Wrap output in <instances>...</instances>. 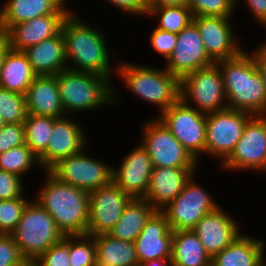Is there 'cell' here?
<instances>
[{"instance_id":"obj_1","label":"cell","mask_w":266,"mask_h":266,"mask_svg":"<svg viewBox=\"0 0 266 266\" xmlns=\"http://www.w3.org/2000/svg\"><path fill=\"white\" fill-rule=\"evenodd\" d=\"M216 64L222 74L227 108L266 115V85L252 54L242 50L236 57Z\"/></svg>"},{"instance_id":"obj_2","label":"cell","mask_w":266,"mask_h":266,"mask_svg":"<svg viewBox=\"0 0 266 266\" xmlns=\"http://www.w3.org/2000/svg\"><path fill=\"white\" fill-rule=\"evenodd\" d=\"M37 202L52 216L64 236L87 234L89 192L60 182L48 171Z\"/></svg>"},{"instance_id":"obj_3","label":"cell","mask_w":266,"mask_h":266,"mask_svg":"<svg viewBox=\"0 0 266 266\" xmlns=\"http://www.w3.org/2000/svg\"><path fill=\"white\" fill-rule=\"evenodd\" d=\"M86 24L72 13L63 23L61 31L65 57L67 61L72 59L76 64L74 68L68 65V69L97 73L110 79L112 71L104 35L92 25Z\"/></svg>"},{"instance_id":"obj_4","label":"cell","mask_w":266,"mask_h":266,"mask_svg":"<svg viewBox=\"0 0 266 266\" xmlns=\"http://www.w3.org/2000/svg\"><path fill=\"white\" fill-rule=\"evenodd\" d=\"M57 83L65 114L95 109L117 100L111 79L97 73L66 69L57 74Z\"/></svg>"},{"instance_id":"obj_5","label":"cell","mask_w":266,"mask_h":266,"mask_svg":"<svg viewBox=\"0 0 266 266\" xmlns=\"http://www.w3.org/2000/svg\"><path fill=\"white\" fill-rule=\"evenodd\" d=\"M117 74L123 78L136 96L160 107L161 113L180 99V80L168 70L154 69L130 62L116 67Z\"/></svg>"},{"instance_id":"obj_6","label":"cell","mask_w":266,"mask_h":266,"mask_svg":"<svg viewBox=\"0 0 266 266\" xmlns=\"http://www.w3.org/2000/svg\"><path fill=\"white\" fill-rule=\"evenodd\" d=\"M11 235L23 257L33 262L64 237L52 216L37 201L28 202Z\"/></svg>"},{"instance_id":"obj_7","label":"cell","mask_w":266,"mask_h":266,"mask_svg":"<svg viewBox=\"0 0 266 266\" xmlns=\"http://www.w3.org/2000/svg\"><path fill=\"white\" fill-rule=\"evenodd\" d=\"M180 99L184 103L191 100L196 105L195 109L205 114L227 108L219 66L214 63L184 76L180 80Z\"/></svg>"},{"instance_id":"obj_8","label":"cell","mask_w":266,"mask_h":266,"mask_svg":"<svg viewBox=\"0 0 266 266\" xmlns=\"http://www.w3.org/2000/svg\"><path fill=\"white\" fill-rule=\"evenodd\" d=\"M206 115L179 99L158 118L187 152L199 162L201 153H205Z\"/></svg>"},{"instance_id":"obj_9","label":"cell","mask_w":266,"mask_h":266,"mask_svg":"<svg viewBox=\"0 0 266 266\" xmlns=\"http://www.w3.org/2000/svg\"><path fill=\"white\" fill-rule=\"evenodd\" d=\"M143 129L141 145L149 154L153 168H197L198 162L159 118L145 122Z\"/></svg>"},{"instance_id":"obj_10","label":"cell","mask_w":266,"mask_h":266,"mask_svg":"<svg viewBox=\"0 0 266 266\" xmlns=\"http://www.w3.org/2000/svg\"><path fill=\"white\" fill-rule=\"evenodd\" d=\"M253 115L246 111L223 110L206 115L205 153L225 161L241 139L247 121Z\"/></svg>"},{"instance_id":"obj_11","label":"cell","mask_w":266,"mask_h":266,"mask_svg":"<svg viewBox=\"0 0 266 266\" xmlns=\"http://www.w3.org/2000/svg\"><path fill=\"white\" fill-rule=\"evenodd\" d=\"M48 172L60 182L91 192L112 182L113 167L83 150L58 161Z\"/></svg>"},{"instance_id":"obj_12","label":"cell","mask_w":266,"mask_h":266,"mask_svg":"<svg viewBox=\"0 0 266 266\" xmlns=\"http://www.w3.org/2000/svg\"><path fill=\"white\" fill-rule=\"evenodd\" d=\"M193 178V176L190 178L185 188L173 201L160 210L172 231L192 230L207 213L219 207L218 203Z\"/></svg>"},{"instance_id":"obj_13","label":"cell","mask_w":266,"mask_h":266,"mask_svg":"<svg viewBox=\"0 0 266 266\" xmlns=\"http://www.w3.org/2000/svg\"><path fill=\"white\" fill-rule=\"evenodd\" d=\"M222 163L233 171L266 170V115H253L247 121L241 139Z\"/></svg>"},{"instance_id":"obj_14","label":"cell","mask_w":266,"mask_h":266,"mask_svg":"<svg viewBox=\"0 0 266 266\" xmlns=\"http://www.w3.org/2000/svg\"><path fill=\"white\" fill-rule=\"evenodd\" d=\"M131 200L113 181L89 192L87 235L108 234Z\"/></svg>"},{"instance_id":"obj_15","label":"cell","mask_w":266,"mask_h":266,"mask_svg":"<svg viewBox=\"0 0 266 266\" xmlns=\"http://www.w3.org/2000/svg\"><path fill=\"white\" fill-rule=\"evenodd\" d=\"M166 61L165 69L179 80L198 69L214 64L206 53L203 40L193 22L177 34L175 48Z\"/></svg>"},{"instance_id":"obj_16","label":"cell","mask_w":266,"mask_h":266,"mask_svg":"<svg viewBox=\"0 0 266 266\" xmlns=\"http://www.w3.org/2000/svg\"><path fill=\"white\" fill-rule=\"evenodd\" d=\"M232 17L197 16L192 22L197 26L209 58L214 62L236 57L243 49L234 39L230 26Z\"/></svg>"},{"instance_id":"obj_17","label":"cell","mask_w":266,"mask_h":266,"mask_svg":"<svg viewBox=\"0 0 266 266\" xmlns=\"http://www.w3.org/2000/svg\"><path fill=\"white\" fill-rule=\"evenodd\" d=\"M79 125L67 117L54 118L48 146L38 158L41 168L48 171L58 161L83 151L87 138Z\"/></svg>"},{"instance_id":"obj_18","label":"cell","mask_w":266,"mask_h":266,"mask_svg":"<svg viewBox=\"0 0 266 266\" xmlns=\"http://www.w3.org/2000/svg\"><path fill=\"white\" fill-rule=\"evenodd\" d=\"M123 160L113 168L112 181L132 199H144L153 170L149 154L140 143Z\"/></svg>"},{"instance_id":"obj_19","label":"cell","mask_w":266,"mask_h":266,"mask_svg":"<svg viewBox=\"0 0 266 266\" xmlns=\"http://www.w3.org/2000/svg\"><path fill=\"white\" fill-rule=\"evenodd\" d=\"M172 240L173 231L165 215L157 210L148 219L134 242L139 263L171 258Z\"/></svg>"},{"instance_id":"obj_20","label":"cell","mask_w":266,"mask_h":266,"mask_svg":"<svg viewBox=\"0 0 266 266\" xmlns=\"http://www.w3.org/2000/svg\"><path fill=\"white\" fill-rule=\"evenodd\" d=\"M192 230L211 257L221 252L241 234L237 222L220 206L207 213Z\"/></svg>"},{"instance_id":"obj_21","label":"cell","mask_w":266,"mask_h":266,"mask_svg":"<svg viewBox=\"0 0 266 266\" xmlns=\"http://www.w3.org/2000/svg\"><path fill=\"white\" fill-rule=\"evenodd\" d=\"M70 13H54L13 25L7 32L12 50L23 51L61 32Z\"/></svg>"},{"instance_id":"obj_22","label":"cell","mask_w":266,"mask_h":266,"mask_svg":"<svg viewBox=\"0 0 266 266\" xmlns=\"http://www.w3.org/2000/svg\"><path fill=\"white\" fill-rule=\"evenodd\" d=\"M195 170L196 168H153L144 199L160 211L181 193Z\"/></svg>"},{"instance_id":"obj_23","label":"cell","mask_w":266,"mask_h":266,"mask_svg":"<svg viewBox=\"0 0 266 266\" xmlns=\"http://www.w3.org/2000/svg\"><path fill=\"white\" fill-rule=\"evenodd\" d=\"M27 114L64 117L57 75L36 76L25 94Z\"/></svg>"},{"instance_id":"obj_24","label":"cell","mask_w":266,"mask_h":266,"mask_svg":"<svg viewBox=\"0 0 266 266\" xmlns=\"http://www.w3.org/2000/svg\"><path fill=\"white\" fill-rule=\"evenodd\" d=\"M54 13L71 11L64 0H8L0 9V30L7 32L13 25Z\"/></svg>"},{"instance_id":"obj_25","label":"cell","mask_w":266,"mask_h":266,"mask_svg":"<svg viewBox=\"0 0 266 266\" xmlns=\"http://www.w3.org/2000/svg\"><path fill=\"white\" fill-rule=\"evenodd\" d=\"M37 76L57 75L68 69L62 31L23 50Z\"/></svg>"},{"instance_id":"obj_26","label":"cell","mask_w":266,"mask_h":266,"mask_svg":"<svg viewBox=\"0 0 266 266\" xmlns=\"http://www.w3.org/2000/svg\"><path fill=\"white\" fill-rule=\"evenodd\" d=\"M263 240L242 233L221 252L211 257V266H266Z\"/></svg>"},{"instance_id":"obj_27","label":"cell","mask_w":266,"mask_h":266,"mask_svg":"<svg viewBox=\"0 0 266 266\" xmlns=\"http://www.w3.org/2000/svg\"><path fill=\"white\" fill-rule=\"evenodd\" d=\"M36 76L23 51L10 49L2 64L0 88L25 95Z\"/></svg>"},{"instance_id":"obj_28","label":"cell","mask_w":266,"mask_h":266,"mask_svg":"<svg viewBox=\"0 0 266 266\" xmlns=\"http://www.w3.org/2000/svg\"><path fill=\"white\" fill-rule=\"evenodd\" d=\"M96 266H138L135 243L111 237L109 234L94 236Z\"/></svg>"},{"instance_id":"obj_29","label":"cell","mask_w":266,"mask_h":266,"mask_svg":"<svg viewBox=\"0 0 266 266\" xmlns=\"http://www.w3.org/2000/svg\"><path fill=\"white\" fill-rule=\"evenodd\" d=\"M156 211L145 199H132L108 234L115 239L135 242L148 219Z\"/></svg>"},{"instance_id":"obj_30","label":"cell","mask_w":266,"mask_h":266,"mask_svg":"<svg viewBox=\"0 0 266 266\" xmlns=\"http://www.w3.org/2000/svg\"><path fill=\"white\" fill-rule=\"evenodd\" d=\"M171 259L174 266H211V256L193 230L173 231Z\"/></svg>"},{"instance_id":"obj_31","label":"cell","mask_w":266,"mask_h":266,"mask_svg":"<svg viewBox=\"0 0 266 266\" xmlns=\"http://www.w3.org/2000/svg\"><path fill=\"white\" fill-rule=\"evenodd\" d=\"M24 126L25 144L39 158L48 146L54 126V118L27 114Z\"/></svg>"},{"instance_id":"obj_32","label":"cell","mask_w":266,"mask_h":266,"mask_svg":"<svg viewBox=\"0 0 266 266\" xmlns=\"http://www.w3.org/2000/svg\"><path fill=\"white\" fill-rule=\"evenodd\" d=\"M148 15L158 16L157 28L178 34L193 20L191 10L187 6H147Z\"/></svg>"},{"instance_id":"obj_33","label":"cell","mask_w":266,"mask_h":266,"mask_svg":"<svg viewBox=\"0 0 266 266\" xmlns=\"http://www.w3.org/2000/svg\"><path fill=\"white\" fill-rule=\"evenodd\" d=\"M34 163L40 165L38 157L26 144L13 147L0 154V170L19 177L26 174L25 172L30 170Z\"/></svg>"},{"instance_id":"obj_34","label":"cell","mask_w":266,"mask_h":266,"mask_svg":"<svg viewBox=\"0 0 266 266\" xmlns=\"http://www.w3.org/2000/svg\"><path fill=\"white\" fill-rule=\"evenodd\" d=\"M69 257L70 266H96L94 236L87 234L69 236Z\"/></svg>"},{"instance_id":"obj_35","label":"cell","mask_w":266,"mask_h":266,"mask_svg":"<svg viewBox=\"0 0 266 266\" xmlns=\"http://www.w3.org/2000/svg\"><path fill=\"white\" fill-rule=\"evenodd\" d=\"M0 117L6 123H24L27 117L25 95L0 88Z\"/></svg>"},{"instance_id":"obj_36","label":"cell","mask_w":266,"mask_h":266,"mask_svg":"<svg viewBox=\"0 0 266 266\" xmlns=\"http://www.w3.org/2000/svg\"><path fill=\"white\" fill-rule=\"evenodd\" d=\"M27 204L24 196L0 200V234L11 235L15 231Z\"/></svg>"},{"instance_id":"obj_37","label":"cell","mask_w":266,"mask_h":266,"mask_svg":"<svg viewBox=\"0 0 266 266\" xmlns=\"http://www.w3.org/2000/svg\"><path fill=\"white\" fill-rule=\"evenodd\" d=\"M236 2L238 0H190L187 7L193 17H232Z\"/></svg>"},{"instance_id":"obj_38","label":"cell","mask_w":266,"mask_h":266,"mask_svg":"<svg viewBox=\"0 0 266 266\" xmlns=\"http://www.w3.org/2000/svg\"><path fill=\"white\" fill-rule=\"evenodd\" d=\"M34 263L35 266H70L69 236L52 245Z\"/></svg>"},{"instance_id":"obj_39","label":"cell","mask_w":266,"mask_h":266,"mask_svg":"<svg viewBox=\"0 0 266 266\" xmlns=\"http://www.w3.org/2000/svg\"><path fill=\"white\" fill-rule=\"evenodd\" d=\"M24 123H6L0 130V154L25 144Z\"/></svg>"},{"instance_id":"obj_40","label":"cell","mask_w":266,"mask_h":266,"mask_svg":"<svg viewBox=\"0 0 266 266\" xmlns=\"http://www.w3.org/2000/svg\"><path fill=\"white\" fill-rule=\"evenodd\" d=\"M25 261L14 237L0 234V266H17Z\"/></svg>"},{"instance_id":"obj_41","label":"cell","mask_w":266,"mask_h":266,"mask_svg":"<svg viewBox=\"0 0 266 266\" xmlns=\"http://www.w3.org/2000/svg\"><path fill=\"white\" fill-rule=\"evenodd\" d=\"M177 43V34L155 28L152 31L150 44L159 55L167 60L172 54Z\"/></svg>"},{"instance_id":"obj_42","label":"cell","mask_w":266,"mask_h":266,"mask_svg":"<svg viewBox=\"0 0 266 266\" xmlns=\"http://www.w3.org/2000/svg\"><path fill=\"white\" fill-rule=\"evenodd\" d=\"M23 189L21 177L0 170V200L22 197Z\"/></svg>"},{"instance_id":"obj_43","label":"cell","mask_w":266,"mask_h":266,"mask_svg":"<svg viewBox=\"0 0 266 266\" xmlns=\"http://www.w3.org/2000/svg\"><path fill=\"white\" fill-rule=\"evenodd\" d=\"M126 13L145 14L148 16V7L144 0H107Z\"/></svg>"},{"instance_id":"obj_44","label":"cell","mask_w":266,"mask_h":266,"mask_svg":"<svg viewBox=\"0 0 266 266\" xmlns=\"http://www.w3.org/2000/svg\"><path fill=\"white\" fill-rule=\"evenodd\" d=\"M248 3V8H250L255 16L256 20L260 22V24L266 25V0H246Z\"/></svg>"},{"instance_id":"obj_45","label":"cell","mask_w":266,"mask_h":266,"mask_svg":"<svg viewBox=\"0 0 266 266\" xmlns=\"http://www.w3.org/2000/svg\"><path fill=\"white\" fill-rule=\"evenodd\" d=\"M252 57L266 85V43L264 45L262 44L258 50L254 51Z\"/></svg>"},{"instance_id":"obj_46","label":"cell","mask_w":266,"mask_h":266,"mask_svg":"<svg viewBox=\"0 0 266 266\" xmlns=\"http://www.w3.org/2000/svg\"><path fill=\"white\" fill-rule=\"evenodd\" d=\"M10 49L11 47L6 32L0 30V78H1L2 64L4 62L5 56L7 55Z\"/></svg>"},{"instance_id":"obj_47","label":"cell","mask_w":266,"mask_h":266,"mask_svg":"<svg viewBox=\"0 0 266 266\" xmlns=\"http://www.w3.org/2000/svg\"><path fill=\"white\" fill-rule=\"evenodd\" d=\"M190 0H150L147 6H188Z\"/></svg>"},{"instance_id":"obj_48","label":"cell","mask_w":266,"mask_h":266,"mask_svg":"<svg viewBox=\"0 0 266 266\" xmlns=\"http://www.w3.org/2000/svg\"><path fill=\"white\" fill-rule=\"evenodd\" d=\"M138 266H174L171 258L166 259H153L143 263H139Z\"/></svg>"},{"instance_id":"obj_49","label":"cell","mask_w":266,"mask_h":266,"mask_svg":"<svg viewBox=\"0 0 266 266\" xmlns=\"http://www.w3.org/2000/svg\"><path fill=\"white\" fill-rule=\"evenodd\" d=\"M17 266H35V263L31 260H26L25 262H23L22 264H19Z\"/></svg>"},{"instance_id":"obj_50","label":"cell","mask_w":266,"mask_h":266,"mask_svg":"<svg viewBox=\"0 0 266 266\" xmlns=\"http://www.w3.org/2000/svg\"><path fill=\"white\" fill-rule=\"evenodd\" d=\"M5 123L3 122V120L1 119V117H0V130L3 128V125H4Z\"/></svg>"}]
</instances>
